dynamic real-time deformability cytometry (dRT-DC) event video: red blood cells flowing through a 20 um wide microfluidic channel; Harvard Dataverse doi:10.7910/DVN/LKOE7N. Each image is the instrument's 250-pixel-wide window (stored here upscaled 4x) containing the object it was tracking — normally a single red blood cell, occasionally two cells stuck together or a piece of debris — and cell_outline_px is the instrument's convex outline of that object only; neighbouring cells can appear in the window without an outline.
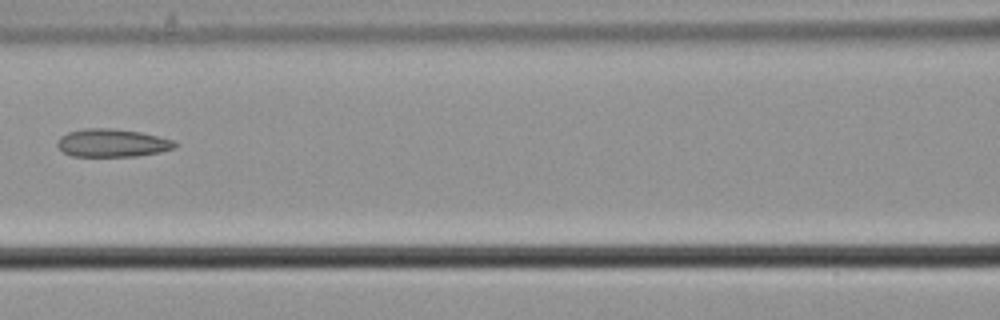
{"species": "common noctule bat (a hibernating species)", "species_latin": "Nyctalus noctula", "temperature_condition": "cold", "stored_images_in_passage": 6, "camera_frame_rate_fps": 3000, "um_per_image_px": 0.085, "animal": {"sex": "male", "body_mass_g": 21.5, "forearm_length_mm": 52.0}, "frame": {"image": 1, "passage_image": 5, "time_ms": 1.333, "image_size_px": [1000, 320], "cell_outline_px": [[180, 144], [172, 148], [160, 152], [136, 156], [72, 156], [64, 152], [56, 144], [60, 136], [68, 132], [84, 128], [108, 128], [140, 132], [172, 140]], "centroid_in_image_um": [9.52, 12.15], "position_along_channel_um": 157.1, "area_um2": 19.02}}
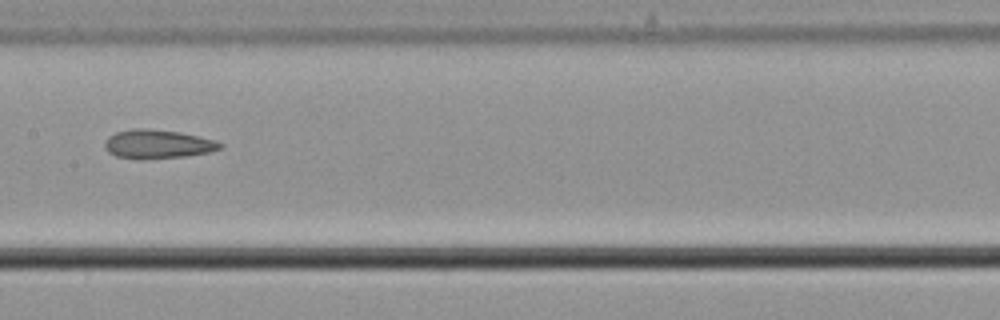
{"frame": {"image": 2, "passage_image": 6, "time_ms": 1.667, "image_size_px": [1000, 320], "cell_outline_px": [[224, 144], [220, 148], [208, 152], [184, 156], [140, 160], [116, 156], [108, 152], [104, 144], [108, 136], [116, 132], [132, 128], [148, 128], [180, 132], [216, 140]], "centroid_in_image_um": [13.37, 12.24], "position_along_channel_um": 194.0, "area_um2": 19.48}}